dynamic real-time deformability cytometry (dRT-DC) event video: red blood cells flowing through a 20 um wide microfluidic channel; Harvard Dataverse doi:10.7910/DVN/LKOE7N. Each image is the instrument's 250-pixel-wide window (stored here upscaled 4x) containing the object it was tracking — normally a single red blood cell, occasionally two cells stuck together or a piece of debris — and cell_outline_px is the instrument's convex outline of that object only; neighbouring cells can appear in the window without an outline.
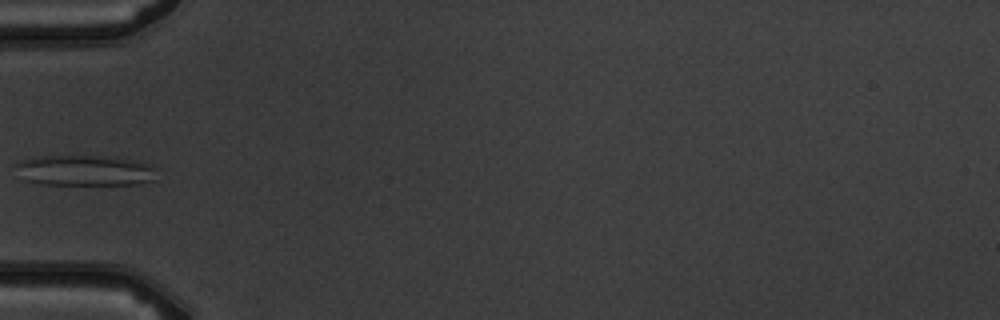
{"species": "common noctule bat (a hibernating species)", "species_latin": "Nyctalus noctula", "temperature_condition": "warm", "stored_images_in_passage": 5, "camera_frame_rate_fps": 3000, "um_per_image_px": 0.085, "animal": {"sex": "male", "body_mass_g": 19.5, "forearm_length_mm": 54.6}, "frame": {"image": 1, "passage_image": 5, "time_ms": 4.333, "image_size_px": [1000, 320], "cell_outline_px": [[156, 180], [136, 184], [44, 184], [20, 180], [12, 164], [16, 160], [32, 156], [124, 156], [152, 164], [156, 168]], "centroid_in_image_um": [7.16, 14.46], "position_along_channel_um": 77.8, "area_um2": 26.3}}